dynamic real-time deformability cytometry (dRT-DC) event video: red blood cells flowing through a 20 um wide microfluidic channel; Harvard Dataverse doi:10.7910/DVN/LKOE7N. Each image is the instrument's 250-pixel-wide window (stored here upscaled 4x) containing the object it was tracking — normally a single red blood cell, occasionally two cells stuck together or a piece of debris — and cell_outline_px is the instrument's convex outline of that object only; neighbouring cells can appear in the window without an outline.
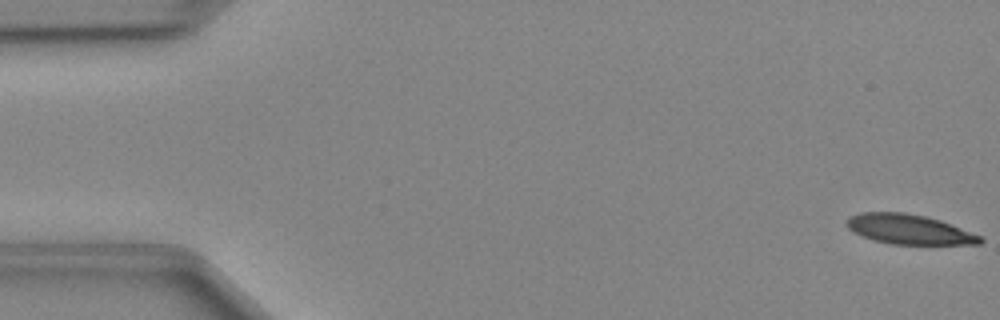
{"species": "Egyptian fruit bat (a non-hibernating species)", "species_latin": "Rousettus aegyptiacus", "temperature_condition": "cold", "stored_images_in_passage": 49, "segment_of_instrument_passage": [1, 2], "camera_frame_rate_fps": 3000, "um_per_image_px": 0.085, "animal": {"sex": "female"}, "frame": {"image": 1, "passage_image": 1, "time_ms": 0.0, "image_size_px": [1000, 320], "cell_outline_px": [[984, 240], [980, 244], [888, 244], [872, 240], [848, 228], [844, 224], [848, 216], [860, 212], [904, 212], [924, 216], [940, 220], [980, 236]], "centroid_in_image_um": [77.21, 19.49], "position_along_channel_um": 7.8, "area_um2": 23.06}}
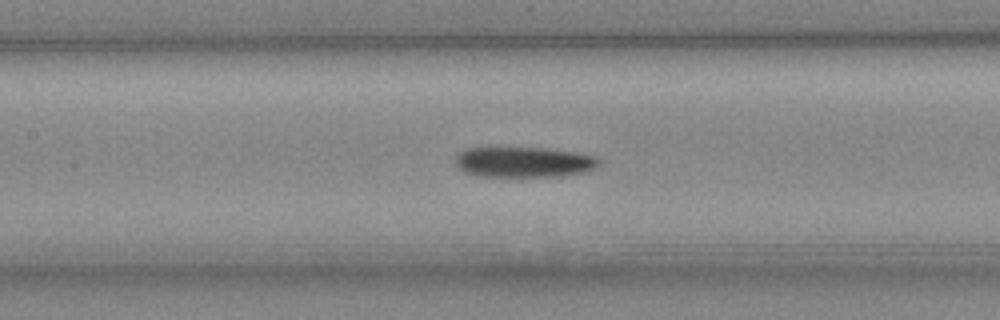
{"frame": {"image": 2, "passage_image": 22, "time_ms": 7.0, "image_size_px": [1000, 320], "cell_outline_px": [[600, 164], [596, 168], [584, 172], [556, 176], [476, 176], [464, 172], [456, 164], [456, 156], [460, 152], [468, 148], [548, 148], [580, 152], [596, 156], [600, 160]], "centroid_in_image_um": [44.58, 13.77], "position_along_channel_um": 162.8, "area_um2": 25.55}}
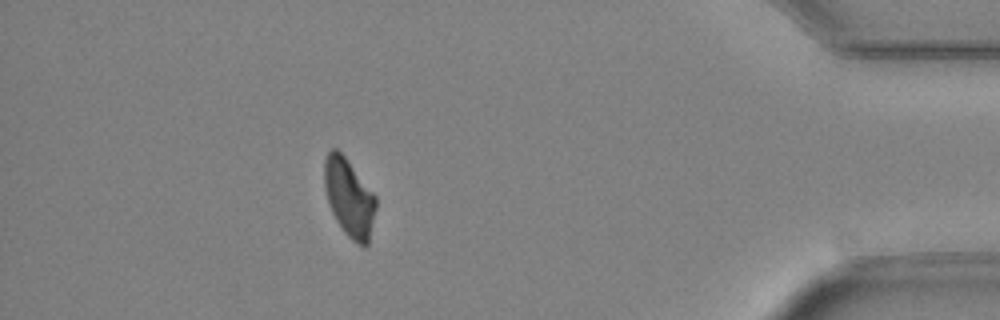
{"frame": {"image": 3, "passage_image": 43, "time_ms": 14.0, "image_size_px": [1000, 320], "cell_outline_px": [[376, 208], [368, 244], [364, 248], [356, 244], [344, 232], [336, 220], [328, 204], [324, 184], [324, 160], [328, 152], [332, 148], [336, 148], [344, 156], [376, 196]], "centroid_in_image_um": [29.67, 16.82], "position_along_channel_um": 405.5, "area_um2": 23.35}}